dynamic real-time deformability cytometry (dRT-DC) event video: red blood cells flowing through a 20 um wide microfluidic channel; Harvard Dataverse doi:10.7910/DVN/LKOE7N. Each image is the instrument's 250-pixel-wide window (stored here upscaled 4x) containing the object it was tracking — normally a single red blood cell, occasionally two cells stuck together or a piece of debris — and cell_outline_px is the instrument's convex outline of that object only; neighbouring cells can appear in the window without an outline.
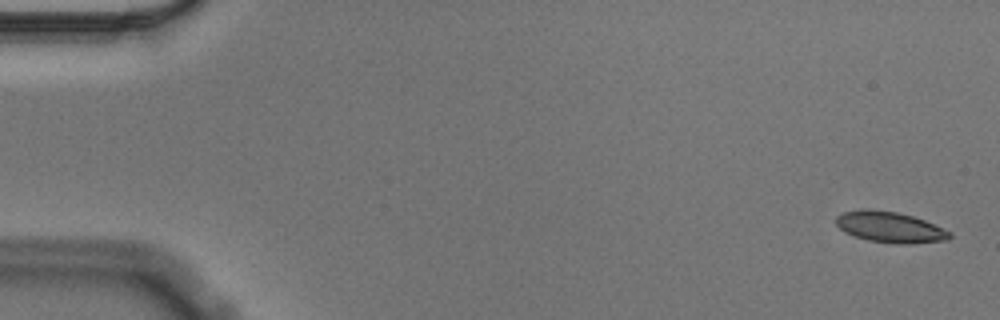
{"species": "Egyptian fruit bat (a non-hibernating species)", "species_latin": "Rousettus aegyptiacus", "temperature_condition": "cold", "stored_images_in_passage": 45, "camera_frame_rate_fps": 3000, "um_per_image_px": 0.085, "animal": {"sex": "male"}, "frame": {"image": 1, "passage_image": 2, "time_ms": 0.333, "image_size_px": [1000, 320], "cell_outline_px": [[952, 236], [948, 240], [912, 244], [896, 244], [868, 240], [844, 232], [836, 224], [836, 216], [844, 212], [896, 212], [912, 216], [924, 220], [952, 232]], "centroid_in_image_um": [75.74, 19.37], "position_along_channel_um": 9.3, "area_um2": 19.71}}
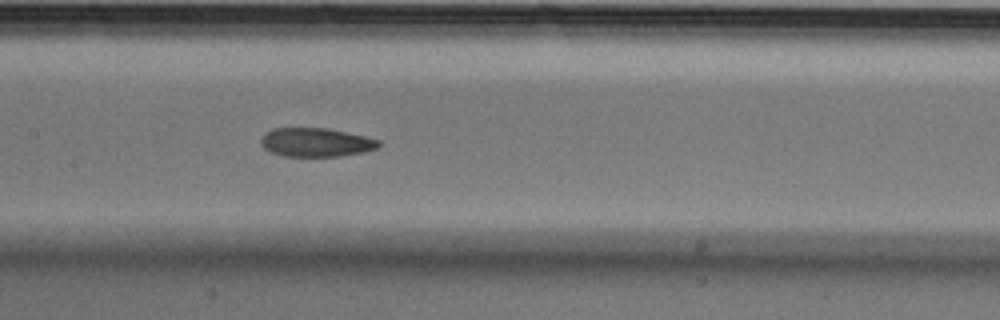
{"frame": {"image": 2, "passage_image": 28, "time_ms": 9.0, "image_size_px": [1000, 320], "cell_outline_px": [[384, 144], [376, 148], [364, 152], [340, 156], [284, 156], [272, 152], [264, 148], [260, 144], [260, 140], [264, 132], [272, 128], [328, 128], [364, 136], [380, 140]], "centroid_in_image_um": [26.86, 12.09], "position_along_channel_um": 180.5, "area_um2": 19.88}}
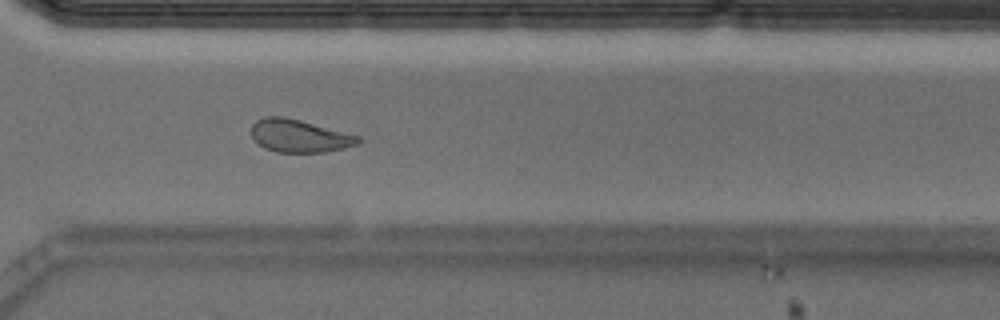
{"frame": {"image": 3, "passage_image": 42, "time_ms": 13.667, "image_size_px": [1000, 320], "cell_outline_px": [[360, 144], [344, 148], [324, 152], [276, 152], [264, 148], [256, 144], [252, 140], [252, 124], [256, 120], [264, 116], [284, 116], [300, 120], [360, 136]], "centroid_in_image_um": [25.41, 11.55], "position_along_channel_um": 345.2, "area_um2": 20.58}, "authors_computed_cell_mechanics": {"area_um2": 20.6346, "velocity_mm_per_s": 3.5415, "shape_relaxation_time_tau1_ms": 7.6533, "shape_relaxation_time_tau2_ms": 2.8927, "deformation_change_tau1": 0.1597, "deformation_change_tau2": 0.0968}}